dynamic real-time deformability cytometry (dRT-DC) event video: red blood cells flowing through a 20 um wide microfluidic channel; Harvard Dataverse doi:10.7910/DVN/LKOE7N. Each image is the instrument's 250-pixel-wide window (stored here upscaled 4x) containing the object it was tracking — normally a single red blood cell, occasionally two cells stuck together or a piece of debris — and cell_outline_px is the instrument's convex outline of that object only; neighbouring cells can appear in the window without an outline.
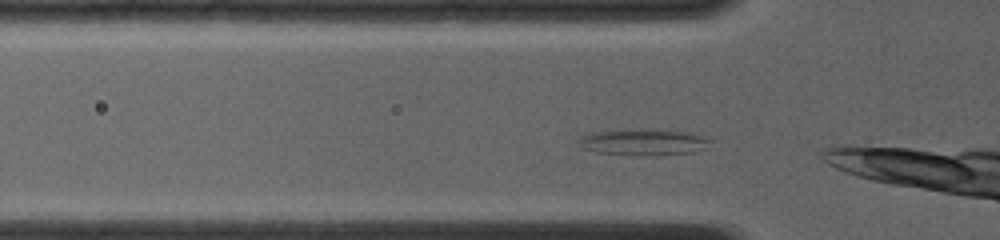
{"species": "common noctule bat (a hibernating species)", "species_latin": "Nyctalus noctula", "temperature_condition": "room temperature", "stored_images_in_passage": 37, "camera_frame_rate_fps": 4000, "um_per_image_px": 0.085, "animal": {"sex": "female", "body_mass_g": 19.0, "forearm_length_mm": 56.7}, "frame": {"image": 1, "passage_image": 2, "time_ms": 0.25, "image_size_px": [1000, 240], "cell_outline_px": [[712, 140], [704, 148], [692, 152], [652, 156], [596, 152], [584, 148], [576, 144], [576, 140], [580, 136], [588, 132], [688, 132], [704, 136]], "centroid_in_image_um": [54.65, 12.13], "position_along_channel_um": 71.2, "area_um2": 19.02}}
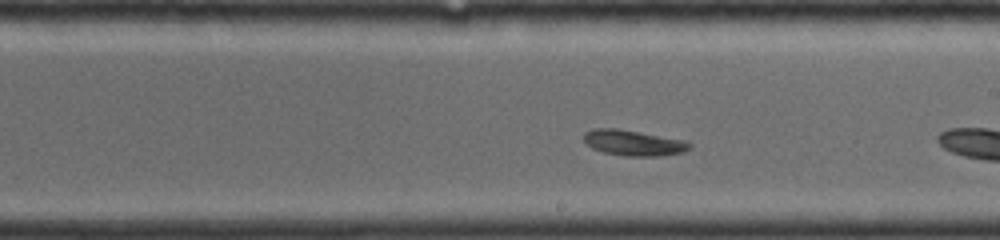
{"frame": {"image": 2, "passage_image": 18, "time_ms": 4.25, "image_size_px": [1000, 240], "cell_outline_px": [[692, 148], [684, 152], [660, 156], [624, 156], [604, 152], [592, 148], [584, 140], [584, 132], [592, 128], [616, 128], [688, 140], [692, 144]], "centroid_in_image_um": [53.9, 12.14], "position_along_channel_um": 235.1, "area_um2": 16.01}}
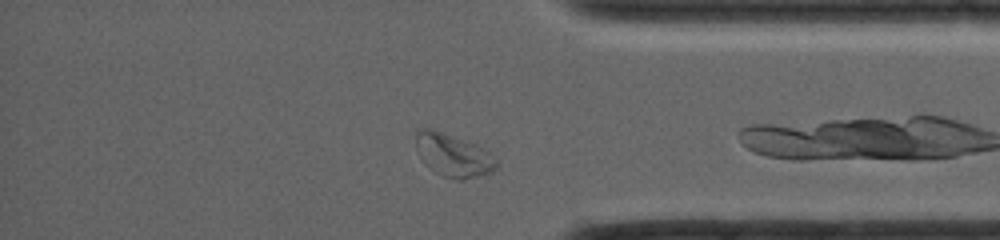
{"frame": {"image": 3, "passage_image": 34, "time_ms": 8.25, "image_size_px": [1000, 240], "cell_outline_px": [[500, 160], [496, 168], [492, 172], [464, 180], [456, 180], [440, 176], [428, 168], [424, 164], [416, 148], [416, 132], [420, 128], [432, 128], [484, 148], [496, 156]], "centroid_in_image_um": [38.54, 13.22], "position_along_channel_um": 396.7, "area_um2": 20.52}, "authors_computed_cell_mechanics": {"area_um2": 16.0684, "velocity_mm_per_s": 4.1095, "shape_relaxation_time_tau1_ms": 4.1815, "shape_relaxation_time_tau2_ms": null, "deformation_change_tau1": 0.1402, "deformation_change_tau2": null}}